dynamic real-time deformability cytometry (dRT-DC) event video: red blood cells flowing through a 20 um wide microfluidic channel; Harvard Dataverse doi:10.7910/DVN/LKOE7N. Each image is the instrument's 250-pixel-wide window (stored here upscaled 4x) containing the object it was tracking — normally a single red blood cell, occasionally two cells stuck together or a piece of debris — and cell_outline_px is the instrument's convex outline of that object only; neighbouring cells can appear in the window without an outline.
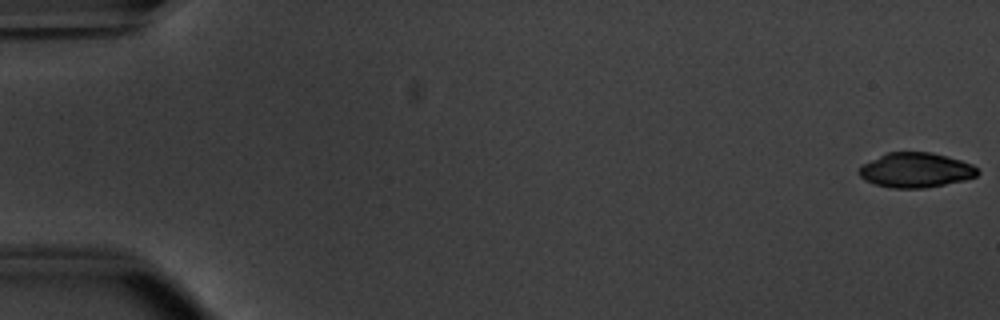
{"species": "common noctule bat (a hibernating species)", "species_latin": "Nyctalus noctula", "temperature_condition": "warm", "stored_images_in_passage": 54, "camera_frame_rate_fps": 3000, "um_per_image_px": 0.085, "animal": {"sex": "male", "body_mass_g": 20.1, "forearm_length_mm": 53.5}, "frame": {"image": 1, "passage_image": 1, "time_ms": 0.0, "image_size_px": [1000, 320], "cell_outline_px": [[980, 172], [976, 176], [964, 180], [924, 188], [892, 188], [876, 184], [864, 180], [856, 172], [860, 164], [888, 152], [932, 152], [948, 156], [972, 164]], "centroid_in_image_um": [77.79, 14.45], "position_along_channel_um": 7.2, "area_um2": 24.16}}
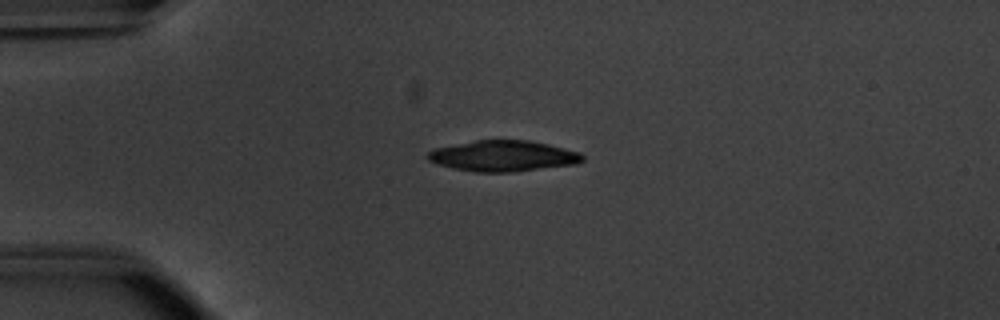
{"frame": {"image": 2, "passage_image": 14, "time_ms": 4.333, "image_size_px": [1000, 320], "cell_outline_px": [[584, 160], [576, 164], [508, 172], [476, 172], [452, 168], [428, 160], [424, 156], [428, 152], [436, 148], [476, 140], [528, 140], [548, 144], [580, 152], [584, 156]], "centroid_in_image_um": [42.77, 13.25], "position_along_channel_um": 42.2, "area_um2": 27.63}}